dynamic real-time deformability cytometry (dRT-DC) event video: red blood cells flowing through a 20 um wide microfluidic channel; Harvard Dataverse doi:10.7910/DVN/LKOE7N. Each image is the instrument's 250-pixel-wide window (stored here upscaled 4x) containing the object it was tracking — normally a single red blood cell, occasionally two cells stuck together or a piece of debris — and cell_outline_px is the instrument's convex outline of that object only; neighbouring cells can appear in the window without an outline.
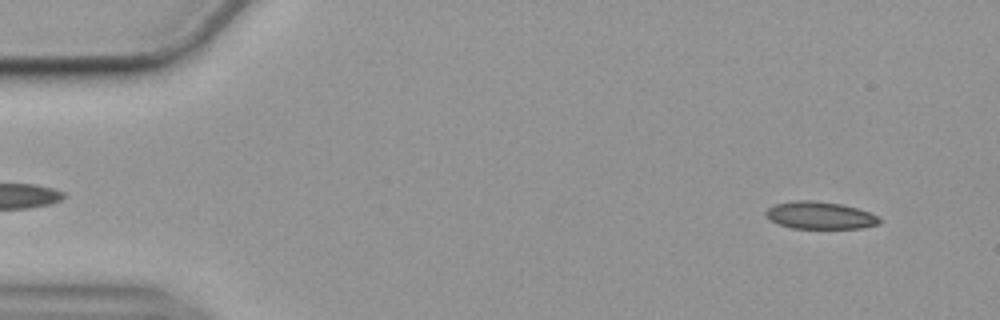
{"species": "common noctule bat (a hibernating species)", "species_latin": "Nyctalus noctula", "temperature_condition": "cold", "stored_images_in_passage": 56, "camera_frame_rate_fps": 3000, "um_per_image_px": 0.085, "animal": {"sex": "female", "body_mass_g": 19.9}, "frame": {"image": 1, "passage_image": 4, "time_ms": 1.0, "image_size_px": [1000, 320], "cell_outline_px": [[880, 224], [864, 228], [792, 228], [776, 224], [764, 216], [764, 212], [768, 208], [776, 204], [796, 200], [812, 200], [840, 204], [856, 208], [868, 212], [876, 216], [880, 220]], "centroid_in_image_um": [69.64, 18.31], "position_along_channel_um": 15.4, "area_um2": 18.09}}
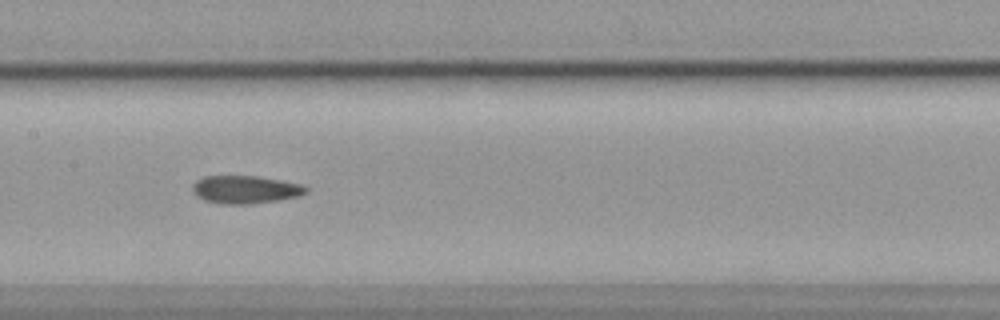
{"frame": {"image": 2, "passage_image": 27, "time_ms": 8.667, "image_size_px": [1000, 320], "cell_outline_px": [[308, 192], [300, 196], [280, 200], [248, 204], [220, 204], [204, 200], [196, 196], [192, 192], [192, 184], [196, 180], [204, 176], [256, 176], [304, 184], [308, 188]], "centroid_in_image_um": [20.86, 16.11], "position_along_channel_um": 186.5, "area_um2": 18.73}}
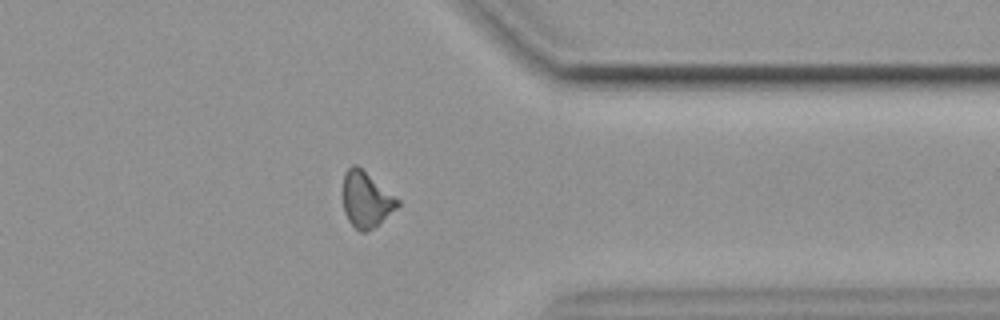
{"frame": {"image": 3, "passage_image": 44, "time_ms": 14.333, "image_size_px": [1000, 320], "cell_outline_px": [[400, 204], [396, 208], [372, 228], [364, 232], [360, 232], [348, 220], [344, 212], [344, 172], [352, 164], [356, 164], [400, 200]], "centroid_in_image_um": [31.11, 16.95], "position_along_channel_um": 380.3, "area_um2": 17.28}, "authors_computed_cell_mechanics": {"area_um2": 18.0914, "velocity_mm_per_s": 3.5638, "shape_relaxation_time_tau1_ms": null, "shape_relaxation_time_tau2_ms": 6.0848, "deformation_change_tau1": null, "deformation_change_tau2": 0.1465}}